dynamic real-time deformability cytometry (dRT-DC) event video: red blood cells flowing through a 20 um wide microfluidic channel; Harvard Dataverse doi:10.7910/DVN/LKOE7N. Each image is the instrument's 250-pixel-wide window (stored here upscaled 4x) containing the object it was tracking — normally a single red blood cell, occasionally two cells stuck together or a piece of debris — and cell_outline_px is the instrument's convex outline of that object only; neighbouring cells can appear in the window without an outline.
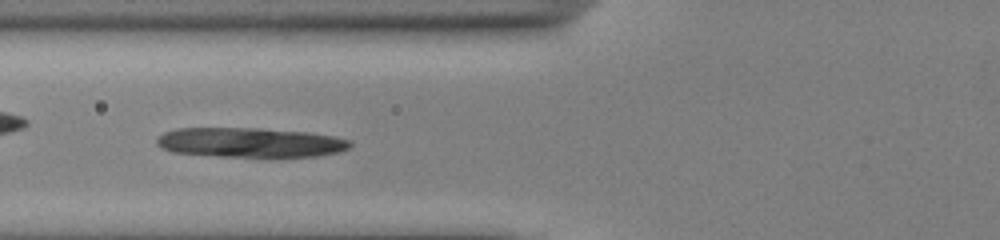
{"species": "common noctule bat (a hibernating species)", "species_latin": "Nyctalus noctula", "temperature_condition": "cold", "stored_images_in_passage": 42, "camera_frame_rate_fps": 3000, "um_per_image_px": 0.085, "animal": {"sex": "male", "body_mass_g": 13.0, "forearm_length_mm": 53.1}, "frame": {"image": 1, "passage_image": 14, "time_ms": 4.333, "image_size_px": [1000, 240], "cell_outline_px": [[352, 144], [348, 148], [336, 152], [316, 156], [268, 160], [172, 152], [156, 144], [156, 136], [164, 132], [176, 128], [260, 128], [304, 132], [332, 136], [348, 140]], "centroid_in_image_um": [21.25, 12.15], "position_along_channel_um": 104.6, "area_um2": 34.39}}
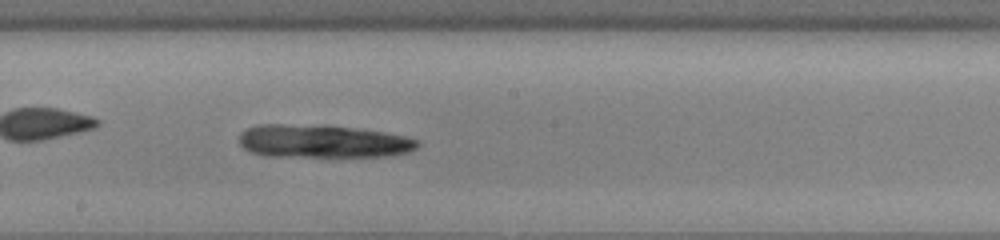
{"frame": {"image": 2, "passage_image": 23, "time_ms": 7.333, "image_size_px": [1000, 240], "cell_outline_px": [[420, 144], [416, 148], [408, 152], [392, 156], [264, 156], [252, 152], [244, 148], [240, 144], [240, 132], [248, 128], [260, 124], [280, 124], [352, 128], [384, 132], [408, 136], [416, 140]], "centroid_in_image_um": [27.44, 12.02], "position_along_channel_um": 220.8, "area_um2": 33.93}}
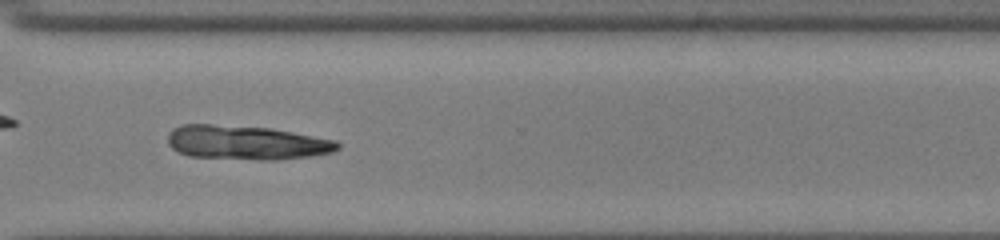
{"frame": {"image": 3, "passage_image": 33, "time_ms": 10.667, "image_size_px": [1000, 240], "cell_outline_px": [[340, 148], [332, 152], [312, 156], [276, 160], [260, 160], [188, 156], [172, 148], [168, 144], [168, 132], [172, 128], [184, 124], [212, 124], [272, 128], [336, 140], [340, 144]], "centroid_in_image_um": [20.94, 12.12], "position_along_channel_um": 349.7, "area_um2": 34.04}}